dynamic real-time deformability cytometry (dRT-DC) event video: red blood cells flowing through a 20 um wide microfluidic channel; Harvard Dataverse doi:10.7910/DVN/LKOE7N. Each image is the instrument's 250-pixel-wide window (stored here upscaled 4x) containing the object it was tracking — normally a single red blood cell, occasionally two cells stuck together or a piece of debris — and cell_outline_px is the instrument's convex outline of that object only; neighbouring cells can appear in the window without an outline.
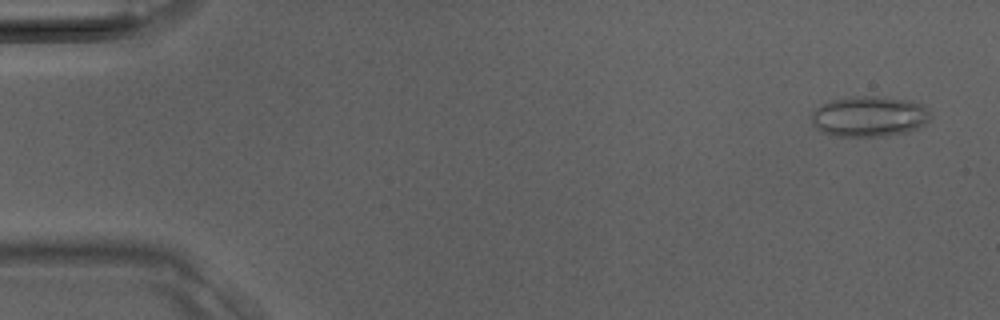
{"species": "Egyptian fruit bat (a non-hibernating species)", "species_latin": "Rousettus aegyptiacus", "temperature_condition": "room temperature", "stored_images_in_passage": 39, "camera_frame_rate_fps": 3000, "um_per_image_px": 0.085, "animal": {"sex": "male"}, "frame": {"image": 1, "passage_image": 2, "time_ms": 0.333, "image_size_px": [1000, 320], "cell_outline_px": [[928, 120], [924, 124], [916, 128], [904, 132], [888, 136], [836, 136], [820, 132], [812, 124], [812, 112], [820, 104], [832, 100], [856, 96], [876, 96], [912, 100], [924, 104], [928, 108]], "centroid_in_image_um": [73.86, 9.89], "position_along_channel_um": 11.1, "area_um2": 28.21}}
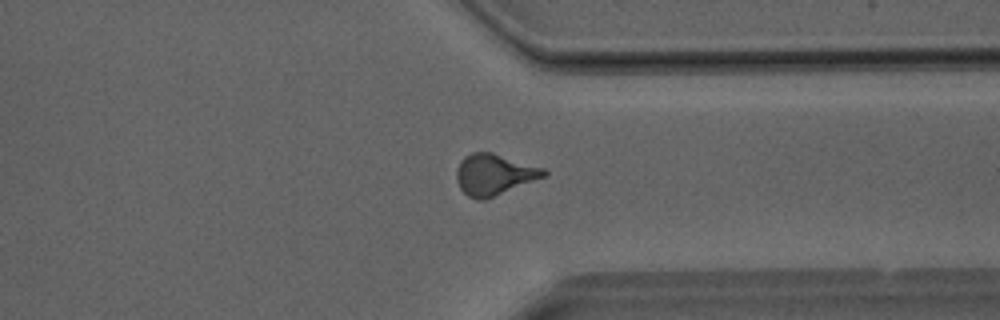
{"frame": {"image": 2, "passage_image": 30, "time_ms": 9.667, "image_size_px": [1000, 320], "cell_outline_px": [[548, 176], [484, 200], [476, 200], [468, 196], [460, 188], [456, 180], [456, 172], [460, 160], [464, 156], [472, 152], [492, 152], [544, 168], [548, 172]], "centroid_in_image_um": [42.01, 14.84], "position_along_channel_um": 369.4, "area_um2": 21.1}}
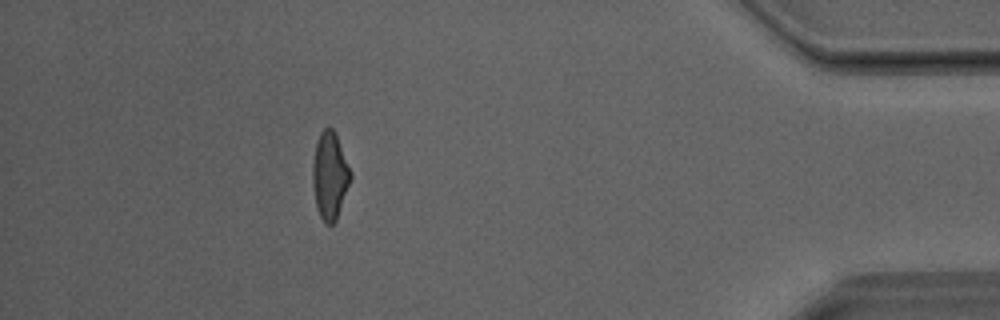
{"frame": {"image": 3, "passage_image": 35, "time_ms": 11.333, "image_size_px": [1000, 320], "cell_outline_px": [[352, 180], [336, 220], [332, 224], [324, 224], [316, 208], [312, 184], [312, 164], [316, 144], [320, 132], [328, 124], [336, 132], [352, 172]], "centroid_in_image_um": [28.05, 14.91], "position_along_channel_um": 407.2, "area_um2": 19.83}}